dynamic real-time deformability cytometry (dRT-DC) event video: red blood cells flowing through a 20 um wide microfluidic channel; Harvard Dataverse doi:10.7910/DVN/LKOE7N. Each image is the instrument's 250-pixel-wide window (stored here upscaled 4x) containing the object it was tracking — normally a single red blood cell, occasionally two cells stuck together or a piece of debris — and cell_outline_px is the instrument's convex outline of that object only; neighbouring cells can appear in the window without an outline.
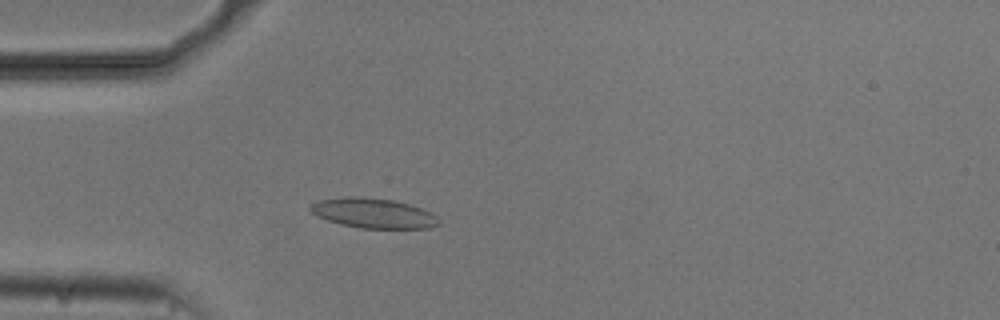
{"species": "common noctule bat (a hibernating species)", "species_latin": "Nyctalus noctula", "temperature_condition": "cold", "stored_images_in_passage": 49, "camera_frame_rate_fps": 3000, "um_per_image_px": 0.085, "animal": {"sex": "male", "body_mass_g": 20.5, "forearm_length_mm": 52.5}, "frame": {"image": 1, "passage_image": 10, "time_ms": 3.0, "image_size_px": [1000, 320], "cell_outline_px": [[440, 224], [428, 228], [360, 228], [340, 224], [316, 216], [308, 208], [312, 204], [320, 200], [344, 196], [360, 196], [392, 200], [408, 204], [432, 212], [440, 220]], "centroid_in_image_um": [31.73, 18.12], "position_along_channel_um": 53.3, "area_um2": 22.37}}
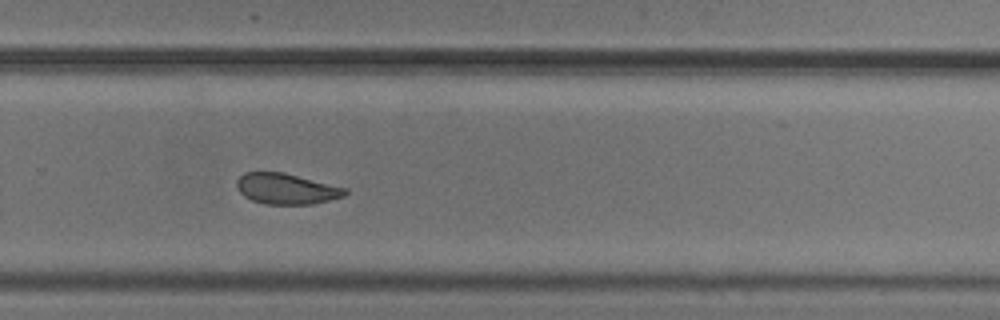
{"frame": {"image": 2, "passage_image": 31, "time_ms": 10.0, "image_size_px": [1000, 320], "cell_outline_px": [[348, 192], [344, 196], [312, 204], [264, 204], [252, 200], [244, 196], [236, 188], [236, 180], [244, 172], [284, 172], [348, 188]], "centroid_in_image_um": [24.33, 16.04], "position_along_channel_um": 305.5, "area_um2": 19.54}}
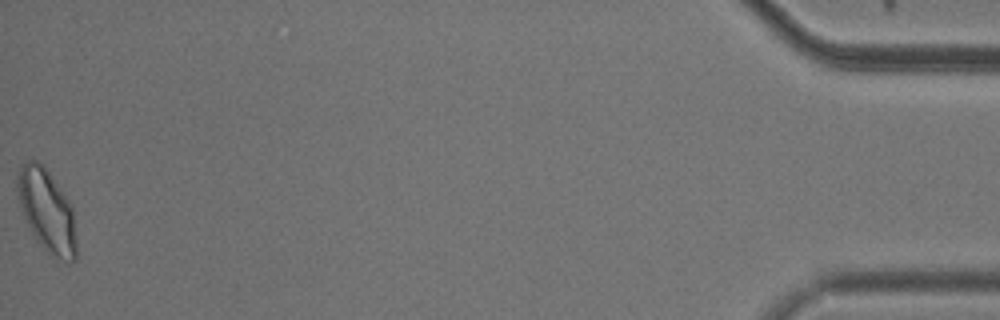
{"frame": {"image": 3, "passage_image": 49, "time_ms": 16.0, "image_size_px": [1000, 320], "cell_outline_px": [[76, 260], [68, 264], [52, 256], [36, 240], [20, 208], [16, 188], [16, 176], [20, 164], [24, 160], [36, 160], [44, 164], [72, 204], [76, 240]], "centroid_in_image_um": [3.97, 17.88], "position_along_channel_um": 431.2, "area_um2": 29.02}, "authors_computed_cell_mechanics": {"area_um2": 21.3282, "velocity_mm_per_s": 3.7148, "shape_relaxation_time_tau1_ms": 6.7445, "shape_relaxation_time_tau2_ms": 2.0073, "deformation_change_tau1": 0.1102, "deformation_change_tau2": 0.0643}}